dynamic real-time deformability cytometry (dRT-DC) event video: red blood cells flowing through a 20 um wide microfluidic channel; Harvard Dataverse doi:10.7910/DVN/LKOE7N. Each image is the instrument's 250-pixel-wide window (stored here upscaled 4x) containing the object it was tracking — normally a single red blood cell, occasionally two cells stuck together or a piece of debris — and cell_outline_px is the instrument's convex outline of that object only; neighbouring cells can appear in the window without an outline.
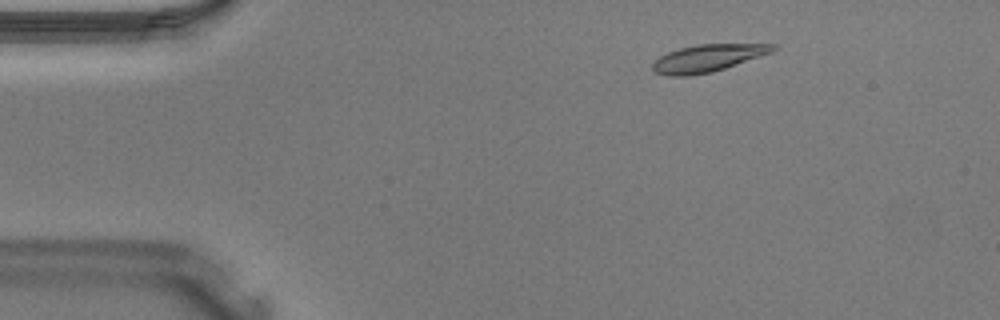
{"species": "Egyptian fruit bat (a non-hibernating species)", "species_latin": "Rousettus aegyptiacus", "temperature_condition": "warm", "stored_images_in_passage": 39, "camera_frame_rate_fps": 3000, "um_per_image_px": 0.085, "animal": {"sex": "male"}, "frame": {"image": 1, "passage_image": 5, "time_ms": 1.333, "image_size_px": [1000, 320], "cell_outline_px": [[776, 48], [772, 52], [712, 72], [688, 76], [668, 76], [656, 72], [652, 68], [652, 64], [660, 56], [668, 52], [680, 48], [696, 44], [776, 44]], "centroid_in_image_um": [60.13, 4.94], "position_along_channel_um": 24.9, "area_um2": 18.9}}
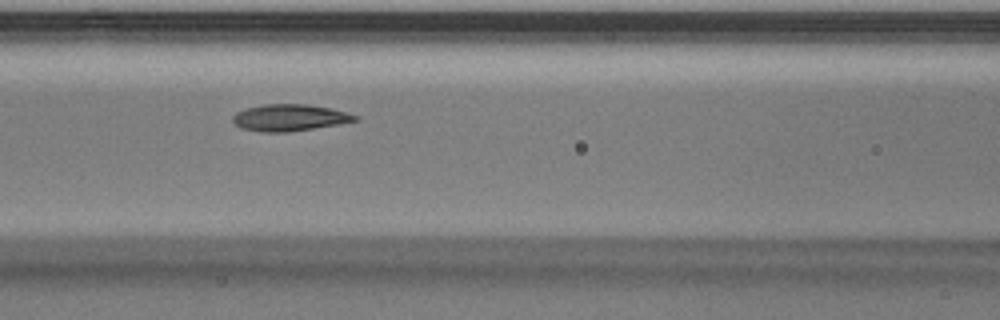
{"frame": {"image": 2, "passage_image": 16, "time_ms": 5.0, "image_size_px": [1000, 320], "cell_outline_px": [[360, 120], [288, 132], [264, 132], [240, 128], [232, 120], [232, 116], [236, 112], [248, 108], [264, 104], [308, 104], [332, 108], [360, 116]], "centroid_in_image_um": [24.63, 9.99], "position_along_channel_um": 142.0, "area_um2": 18.96}}
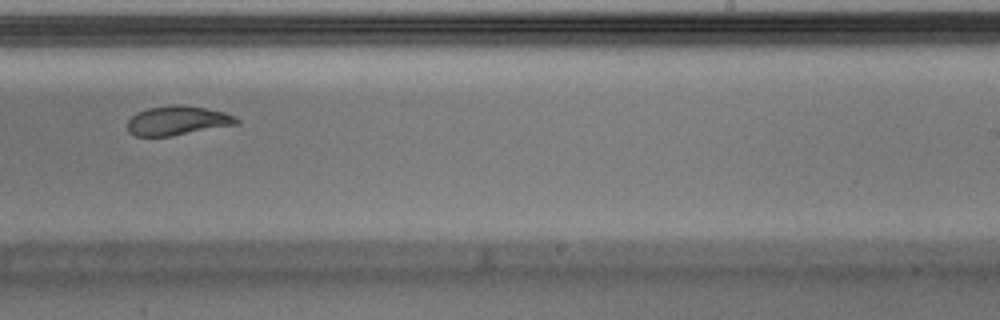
{"frame": {"image": 3, "passage_image": 24, "time_ms": 7.667, "image_size_px": [1000, 320], "cell_outline_px": [[240, 120], [236, 124], [172, 136], [136, 136], [128, 132], [128, 120], [136, 112], [148, 108], [172, 104], [180, 104], [204, 108], [224, 112]], "centroid_in_image_um": [15.03, 10.25], "position_along_channel_um": 274.0, "area_um2": 18.44}}